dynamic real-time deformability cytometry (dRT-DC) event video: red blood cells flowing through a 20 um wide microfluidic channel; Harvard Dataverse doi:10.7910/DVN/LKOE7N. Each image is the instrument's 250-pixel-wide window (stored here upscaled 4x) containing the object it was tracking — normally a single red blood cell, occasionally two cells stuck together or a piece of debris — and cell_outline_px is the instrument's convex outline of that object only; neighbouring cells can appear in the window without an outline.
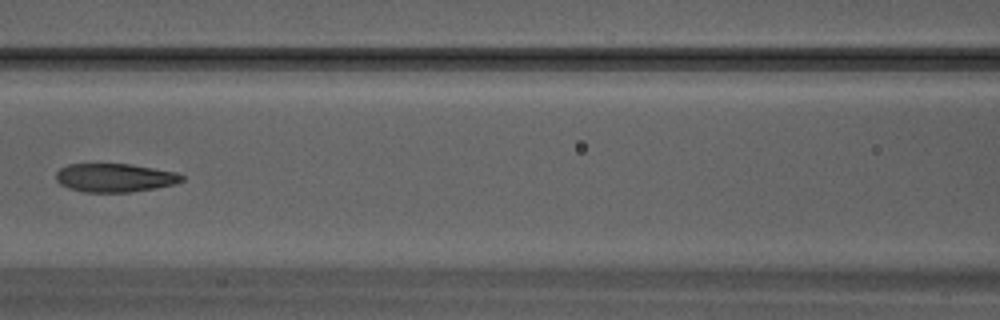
{"species": "Egyptian fruit bat (a non-hibernating species)", "species_latin": "Rousettus aegyptiacus", "temperature_condition": "warm", "stored_images_in_passage": 19, "camera_frame_rate_fps": 3000, "um_per_image_px": 0.085, "animal": {"sex": "male"}, "frame": {"image": 1, "passage_image": 14, "time_ms": 4.333, "image_size_px": [1000, 320], "cell_outline_px": [[184, 180], [176, 184], [156, 188], [132, 192], [84, 192], [68, 188], [60, 184], [56, 180], [56, 172], [60, 168], [68, 164], [132, 164], [176, 172], [184, 176]], "centroid_in_image_um": [9.77, 15.11], "position_along_channel_um": 156.8, "area_um2": 21.1}}
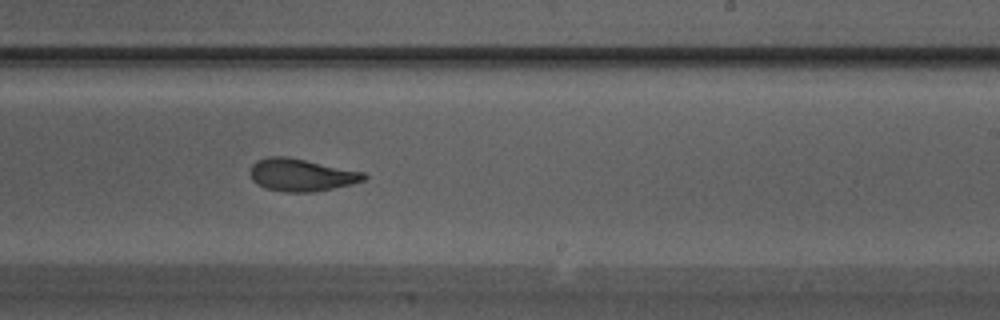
{"frame": {"image": 2, "passage_image": 19, "time_ms": 6.0, "image_size_px": [1000, 320], "cell_outline_px": [[368, 176], [364, 180], [352, 184], [312, 192], [284, 192], [264, 188], [256, 184], [252, 180], [248, 172], [252, 164], [256, 160], [268, 156], [284, 156], [364, 172]], "centroid_in_image_um": [25.55, 14.87], "position_along_channel_um": 263.5, "area_um2": 21.56}}